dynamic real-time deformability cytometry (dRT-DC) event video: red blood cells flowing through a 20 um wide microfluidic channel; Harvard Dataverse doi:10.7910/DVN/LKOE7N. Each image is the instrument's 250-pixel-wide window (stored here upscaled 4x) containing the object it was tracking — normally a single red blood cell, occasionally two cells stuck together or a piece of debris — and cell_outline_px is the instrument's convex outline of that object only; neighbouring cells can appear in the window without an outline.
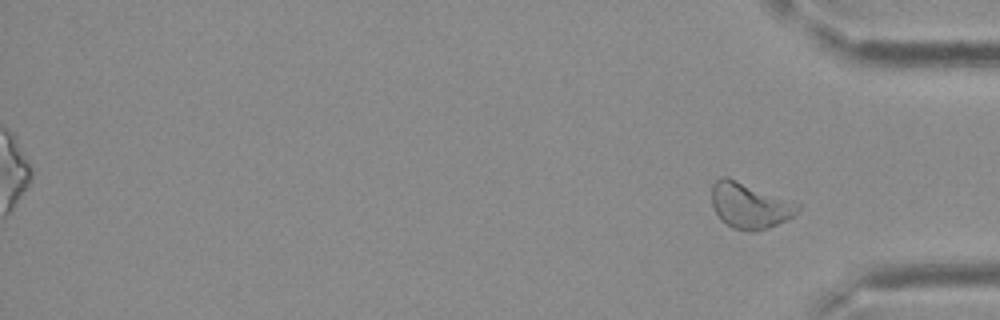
{"species": "Egyptian fruit bat (a non-hibernating species)", "species_latin": "Rousettus aegyptiacus", "temperature_condition": "cold", "stored_images_in_passage": 33, "segment_of_instrument_passage": [2, 2], "camera_frame_rate_fps": 3000, "um_per_image_px": 0.085, "frame": {"image": 1, "passage_image": 33, "time_ms": 10.667, "image_size_px": [1000, 320], "cell_outline_px": [[800, 208], [792, 216], [768, 228], [752, 232], [732, 228], [720, 220], [712, 204], [712, 184], [720, 176], [728, 176], [800, 204]], "centroid_in_image_um": [63.68, 17.46], "position_along_channel_um": 371.5, "area_um2": 22.83}}